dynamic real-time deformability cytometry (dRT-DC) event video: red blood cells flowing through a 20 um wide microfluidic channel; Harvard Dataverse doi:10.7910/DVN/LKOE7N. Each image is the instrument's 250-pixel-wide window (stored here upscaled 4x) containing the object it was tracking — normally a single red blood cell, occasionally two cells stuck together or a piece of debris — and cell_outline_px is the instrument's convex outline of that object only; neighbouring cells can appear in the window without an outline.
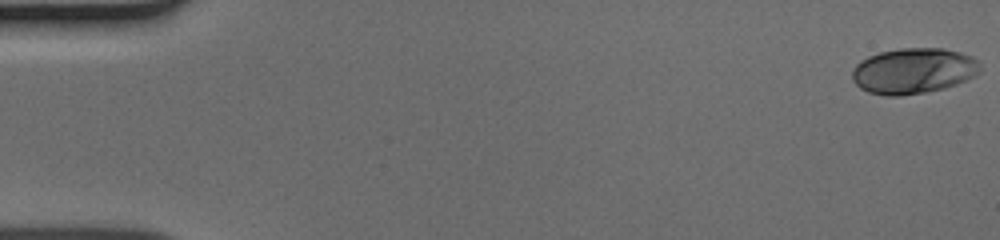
{"species": "human", "species_latin": "Homo sapiens", "temperature_condition": "cold", "stored_images_in_passage": 51, "camera_frame_rate_fps": 3000, "um_per_image_px": 0.085, "donor": {"sex": "male"}, "frame": {"image": 1, "passage_image": 1, "time_ms": 0.0, "image_size_px": [1000, 240], "cell_outline_px": [[980, 72], [976, 76], [956, 84], [944, 88], [924, 92], [900, 96], [884, 96], [868, 92], [860, 88], [852, 80], [852, 68], [860, 60], [868, 56], [880, 52], [900, 48], [944, 48], [960, 52], [972, 56], [980, 60]], "centroid_in_image_um": [77.65, 6.02], "position_along_channel_um": 7.4, "area_um2": 34.45}}
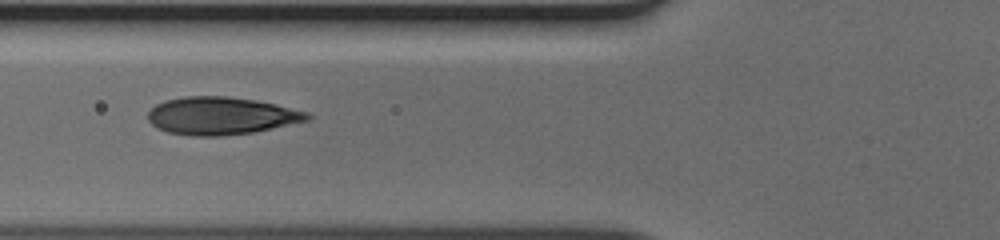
{"frame": {"image": 2, "passage_image": 20, "time_ms": 6.333, "image_size_px": [1000, 240], "cell_outline_px": [[312, 120], [252, 132], [220, 136], [188, 136], [168, 132], [156, 128], [148, 120], [148, 112], [156, 104], [164, 100], [184, 96], [228, 96], [256, 100], [276, 104], [308, 112], [312, 116]], "centroid_in_image_um": [18.8, 9.84], "position_along_channel_um": 107.0, "area_um2": 35.2}}
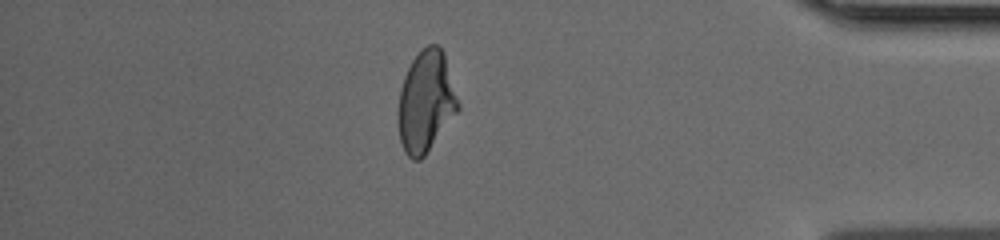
{"frame": {"image": 3, "passage_image": 44, "time_ms": 14.333, "image_size_px": [1000, 240], "cell_outline_px": [[460, 108], [424, 156], [420, 160], [412, 160], [404, 152], [400, 140], [396, 120], [396, 116], [400, 88], [404, 76], [412, 60], [428, 44], [436, 44], [444, 52], [460, 104]], "centroid_in_image_um": [36.18, 8.66], "position_along_channel_um": 399.0, "area_um2": 35.55}}